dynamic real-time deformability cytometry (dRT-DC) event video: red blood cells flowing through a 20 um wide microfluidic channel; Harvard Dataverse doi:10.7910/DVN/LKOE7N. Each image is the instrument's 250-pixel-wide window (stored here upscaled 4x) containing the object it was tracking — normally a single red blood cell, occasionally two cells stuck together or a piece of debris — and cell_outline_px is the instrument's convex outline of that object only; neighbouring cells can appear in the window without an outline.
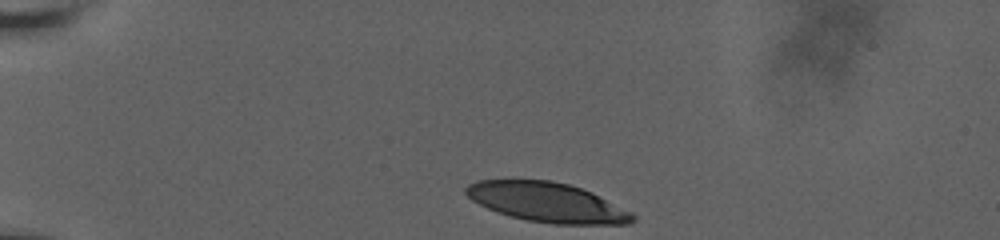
{"species": "human", "species_latin": "Homo sapiens", "temperature_condition": "room temperature", "stored_images_in_passage": 22, "camera_frame_rate_fps": 3000, "um_per_image_px": 0.085, "donor": {"sex": "male"}, "frame": {"image": 1, "passage_image": 1, "time_ms": 0.0, "image_size_px": [1000, 240], "cell_outline_px": [[636, 220], [628, 224], [552, 224], [528, 220], [496, 212], [472, 200], [464, 192], [464, 188], [468, 184], [476, 180], [552, 180], [568, 184], [592, 192], [632, 212], [636, 216]], "centroid_in_image_um": [46.52, 17.19], "position_along_channel_um": 38.5, "area_um2": 38.38}}
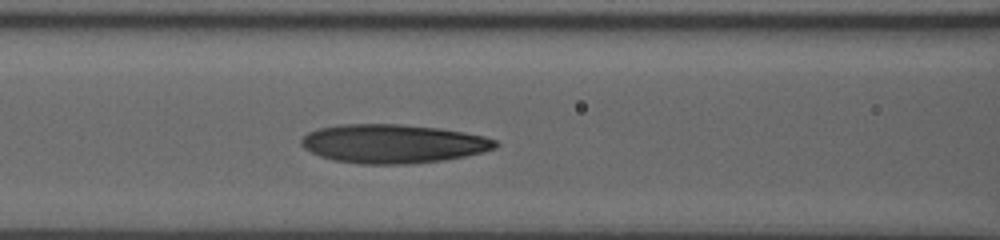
{"frame": {"image": 2, "passage_image": 13, "time_ms": 4.333, "image_size_px": [1000, 240], "cell_outline_px": [[500, 144], [496, 148], [484, 152], [444, 160], [408, 164], [360, 164], [332, 160], [320, 156], [304, 148], [300, 144], [300, 140], [308, 132], [320, 128], [344, 124], [400, 124], [436, 128], [464, 132], [484, 136], [496, 140]], "centroid_in_image_um": [33.41, 12.22], "position_along_channel_um": 133.2, "area_um2": 43.93}}
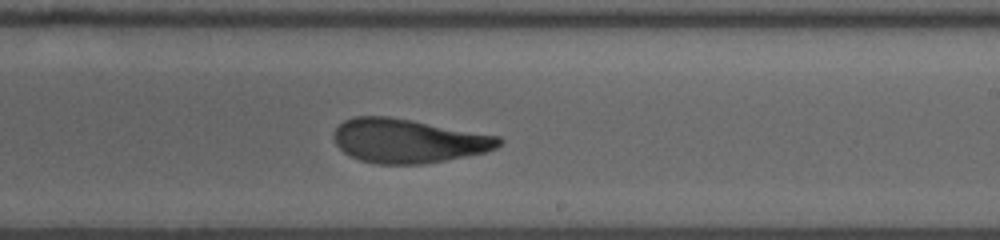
{"frame": {"image": 3, "passage_image": 22, "time_ms": 7.667, "image_size_px": [1000, 240], "cell_outline_px": [[504, 140], [496, 148], [484, 152], [424, 164], [376, 164], [360, 160], [344, 152], [336, 144], [332, 136], [336, 128], [344, 120], [352, 116], [388, 116], [412, 120], [500, 136]], "centroid_in_image_um": [34.67, 11.96], "position_along_channel_um": 254.3, "area_um2": 42.25}}